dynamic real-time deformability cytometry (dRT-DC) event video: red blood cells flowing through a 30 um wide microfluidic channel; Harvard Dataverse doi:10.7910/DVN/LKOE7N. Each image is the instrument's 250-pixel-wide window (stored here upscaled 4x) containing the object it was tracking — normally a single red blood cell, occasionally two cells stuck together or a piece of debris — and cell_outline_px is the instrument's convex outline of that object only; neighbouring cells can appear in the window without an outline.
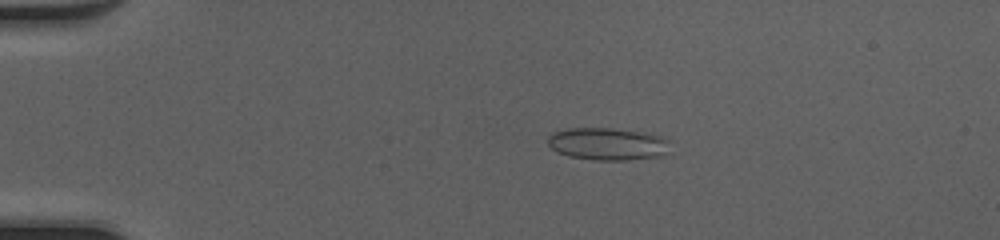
{"species": "common noctule bat (a hibernating species)", "species_latin": "Nyctalus noctula", "temperature_condition": "cold", "stored_images_in_passage": 50, "camera_frame_rate_fps": 3000, "um_per_image_px": 0.085, "animal": {"sex": "female", "body_mass_g": 20.0, "forearm_length_mm": 54.0}, "frame": {"image": 1, "passage_image": 11, "time_ms": 3.333, "image_size_px": [1000, 240], "cell_outline_px": [[672, 156], [628, 160], [592, 160], [568, 156], [556, 152], [548, 144], [548, 136], [552, 132], [568, 128], [612, 128], [644, 132], [664, 136], [668, 140], [672, 152]], "centroid_in_image_um": [51.75, 12.25], "position_along_channel_um": 33.2, "area_um2": 23.93}}
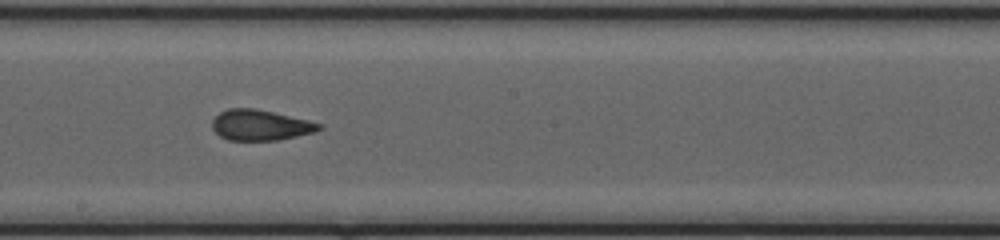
{"frame": {"image": 2, "passage_image": 29, "time_ms": 9.333, "image_size_px": [1000, 240], "cell_outline_px": [[324, 128], [316, 132], [276, 140], [228, 140], [220, 136], [212, 128], [212, 120], [220, 112], [228, 108], [256, 108], [308, 120], [324, 124]], "centroid_in_image_um": [22.16, 10.63], "position_along_channel_um": 226.0, "area_um2": 19.13}}
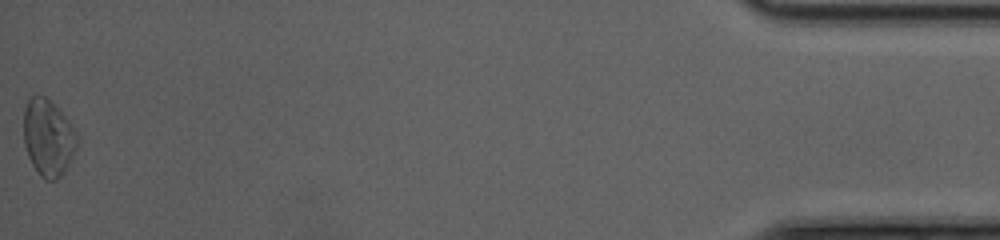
{"frame": {"image": 3, "passage_image": 50, "time_ms": 16.333, "image_size_px": [1000, 240], "cell_outline_px": [[76, 148], [64, 172], [56, 180], [44, 180], [40, 176], [32, 164], [28, 156], [24, 144], [24, 108], [28, 100], [32, 96], [44, 96], [60, 108], [76, 132]], "centroid_in_image_um": [4.08, 11.7], "position_along_channel_um": 431.1, "area_um2": 23.76}, "authors_computed_cell_mechanics": {"area_um2": 19.7965, "velocity_mm_per_s": 4.2307, "shape_relaxation_time_tau1_ms": null, "shape_relaxation_time_tau2_ms": 1.3782, "deformation_change_tau1": null, "deformation_change_tau2": 0.0713}}